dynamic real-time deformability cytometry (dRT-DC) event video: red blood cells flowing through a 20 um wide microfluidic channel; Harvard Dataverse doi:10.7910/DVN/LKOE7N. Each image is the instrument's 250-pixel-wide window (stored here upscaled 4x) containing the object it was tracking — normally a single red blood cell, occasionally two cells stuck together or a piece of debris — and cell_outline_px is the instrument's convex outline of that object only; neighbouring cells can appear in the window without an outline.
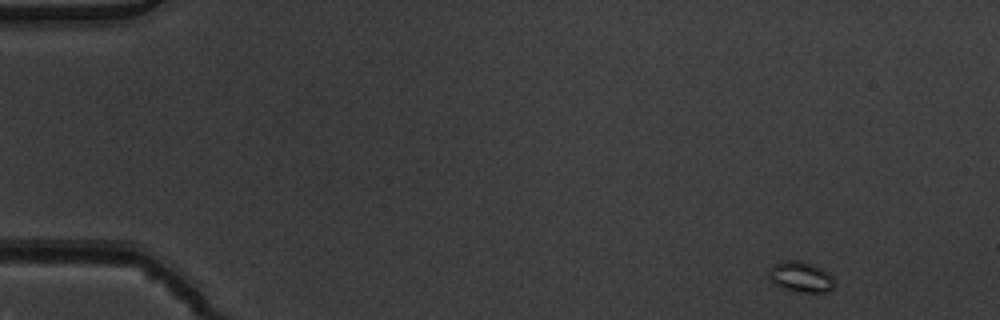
{"species": "common noctule bat (a hibernating species)", "species_latin": "Nyctalus noctula", "temperature_condition": "warm", "stored_images_in_passage": 5, "camera_frame_rate_fps": 3000, "um_per_image_px": 0.085, "animal": {"sex": "male", "body_mass_g": 19.5, "forearm_length_mm": 54.6}, "frame": {"image": 1, "passage_image": 1, "time_ms": 0.0, "image_size_px": [1000, 320], "cell_outline_px": [[836, 288], [832, 292], [804, 292], [784, 288], [772, 284], [768, 280], [768, 268], [784, 260], [796, 260], [812, 264], [828, 272], [836, 280]], "centroid_in_image_um": [68.1, 23.55], "position_along_channel_um": 16.9, "area_um2": 12.02}}